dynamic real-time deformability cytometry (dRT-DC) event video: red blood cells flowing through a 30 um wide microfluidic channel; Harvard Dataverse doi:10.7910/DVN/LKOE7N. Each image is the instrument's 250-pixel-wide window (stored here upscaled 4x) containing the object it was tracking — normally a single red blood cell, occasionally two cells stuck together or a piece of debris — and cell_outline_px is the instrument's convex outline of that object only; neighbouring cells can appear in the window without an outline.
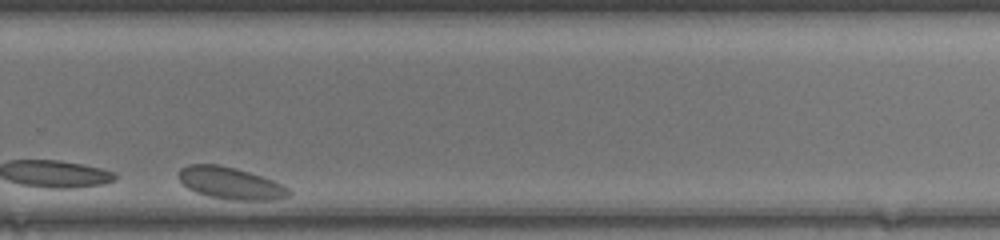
{"species": "common noctule bat (a hibernating species)", "species_latin": "Nyctalus noctula", "temperature_condition": "warm", "stored_images_in_passage": 36, "camera_frame_rate_fps": 3000, "um_per_image_px": 0.085, "animal": {"sex": "female", "body_mass_g": 17.0, "forearm_length_mm": 48.0}, "frame": {"image": 1, "passage_image": 31, "time_ms": 10.0, "image_size_px": [1000, 240], "cell_outline_px": [[292, 196], [272, 200], [232, 200], [208, 196], [196, 192], [188, 188], [180, 180], [180, 168], [188, 164], [216, 164], [236, 168], [284, 184], [292, 192]], "centroid_in_image_um": [19.64, 15.58], "position_along_channel_um": 310.2, "area_um2": 20.52}}